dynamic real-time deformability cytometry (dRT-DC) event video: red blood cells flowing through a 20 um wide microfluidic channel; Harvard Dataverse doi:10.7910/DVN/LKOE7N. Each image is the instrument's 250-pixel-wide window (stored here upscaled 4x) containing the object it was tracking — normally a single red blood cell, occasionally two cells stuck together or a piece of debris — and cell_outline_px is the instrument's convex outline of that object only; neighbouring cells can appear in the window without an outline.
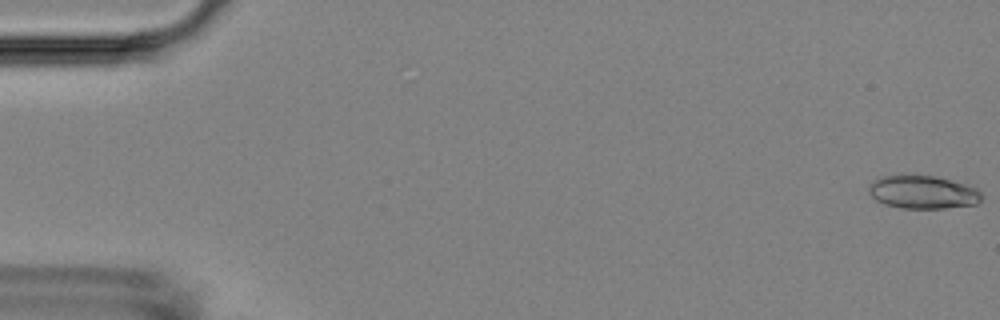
{"species": "Egyptian fruit bat (a non-hibernating species)", "species_latin": "Rousettus aegyptiacus", "temperature_condition": "room temperature", "stored_images_in_passage": 54, "camera_frame_rate_fps": 3000, "um_per_image_px": 0.085, "animal": {"sex": "female"}, "frame": {"image": 1, "passage_image": 1, "time_ms": 0.0, "image_size_px": [1000, 320], "cell_outline_px": [[980, 200], [976, 204], [944, 208], [900, 208], [884, 204], [876, 200], [868, 192], [868, 188], [872, 180], [880, 176], [936, 176], [964, 184], [976, 188], [980, 192]], "centroid_in_image_um": [78.39, 16.34], "position_along_channel_um": 6.6, "area_um2": 21.56}}
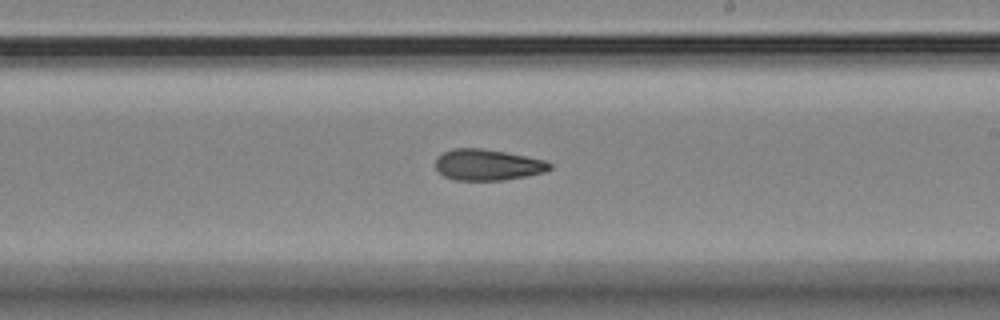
{"frame": {"image": 2, "passage_image": 32, "time_ms": 10.333, "image_size_px": [1000, 320], "cell_outline_px": [[552, 168], [544, 172], [504, 180], [456, 180], [444, 176], [436, 168], [436, 156], [444, 152], [456, 148], [480, 148], [504, 152], [544, 160], [552, 164]], "centroid_in_image_um": [41.43, 14.01], "position_along_channel_um": 247.6, "area_um2": 20.46}}
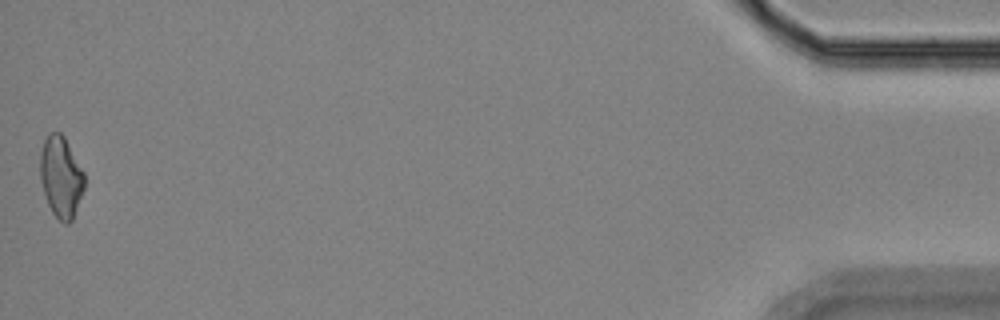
{"frame": {"image": 3, "passage_image": 54, "time_ms": 17.667, "image_size_px": [1000, 320], "cell_outline_px": [[84, 188], [72, 220], [68, 224], [64, 224], [52, 212], [48, 204], [40, 180], [40, 152], [44, 140], [48, 132], [60, 132], [64, 136], [84, 172]], "centroid_in_image_um": [5.17, 15.02], "position_along_channel_um": 430.0, "area_um2": 20.87}, "authors_computed_cell_mechanics": {"area_um2": 21.2415, "velocity_mm_per_s": 3.7281, "shape_relaxation_time_tau1_ms": 8.5583, "shape_relaxation_time_tau2_ms": 6.6256, "deformation_change_tau1": 0.1761, "deformation_change_tau2": 0.1508}}